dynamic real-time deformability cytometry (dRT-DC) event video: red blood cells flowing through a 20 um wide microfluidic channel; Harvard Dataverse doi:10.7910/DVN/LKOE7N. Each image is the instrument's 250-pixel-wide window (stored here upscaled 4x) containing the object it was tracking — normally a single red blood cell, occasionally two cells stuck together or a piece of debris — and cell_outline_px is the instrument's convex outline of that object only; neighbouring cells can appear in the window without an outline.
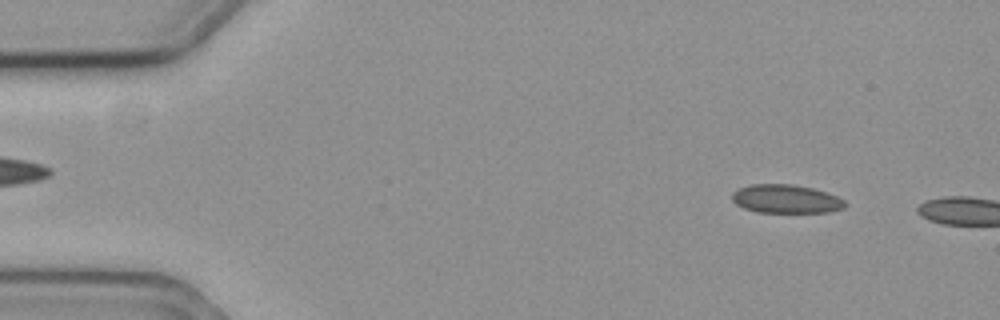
{"species": "common noctule bat (a hibernating species)", "species_latin": "Nyctalus noctula", "temperature_condition": "cold", "stored_images_in_passage": 7, "camera_frame_rate_fps": 3000, "um_per_image_px": 0.085, "animal": {"sex": "female", "body_mass_g": 19.3, "forearm_length_mm": 54.1}, "frame": {"image": 1, "passage_image": 4, "time_ms": 1.0, "image_size_px": [1000, 320], "cell_outline_px": [[848, 204], [844, 208], [828, 212], [760, 212], [744, 208], [736, 204], [732, 200], [732, 192], [740, 188], [752, 184], [792, 184], [812, 188], [836, 196], [844, 200]], "centroid_in_image_um": [66.81, 16.91], "position_along_channel_um": 18.2, "area_um2": 18.67}}